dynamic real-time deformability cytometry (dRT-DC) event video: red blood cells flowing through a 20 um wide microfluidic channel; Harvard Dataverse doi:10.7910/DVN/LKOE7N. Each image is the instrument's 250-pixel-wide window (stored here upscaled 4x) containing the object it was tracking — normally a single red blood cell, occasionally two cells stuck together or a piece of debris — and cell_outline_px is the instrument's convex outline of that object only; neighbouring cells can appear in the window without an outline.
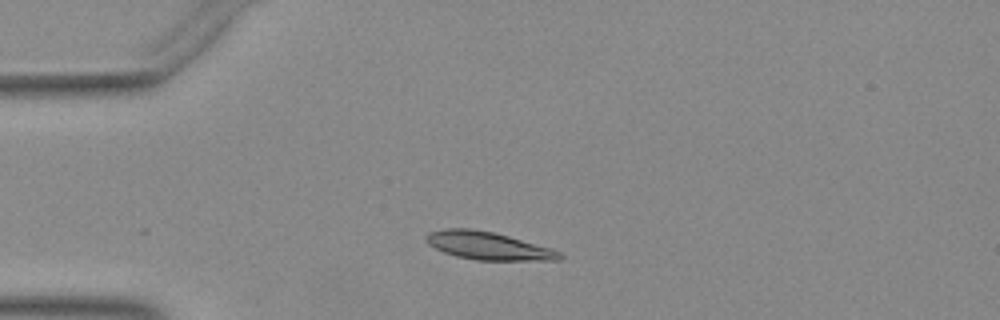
{"species": "Egyptian fruit bat (a non-hibernating species)", "species_latin": "Rousettus aegyptiacus", "temperature_condition": "warm", "stored_images_in_passage": 42, "camera_frame_rate_fps": 3000, "um_per_image_px": 0.085, "animal": {"sex": "female"}, "frame": {"image": 1, "passage_image": 9, "time_ms": 2.667, "image_size_px": [1000, 320], "cell_outline_px": [[564, 256], [560, 260], [476, 260], [456, 256], [444, 252], [428, 244], [424, 240], [424, 236], [428, 232], [448, 228], [468, 228], [492, 232], [508, 236], [552, 248], [560, 252]], "centroid_in_image_um": [41.47, 20.89], "position_along_channel_um": 43.5, "area_um2": 21.62}}
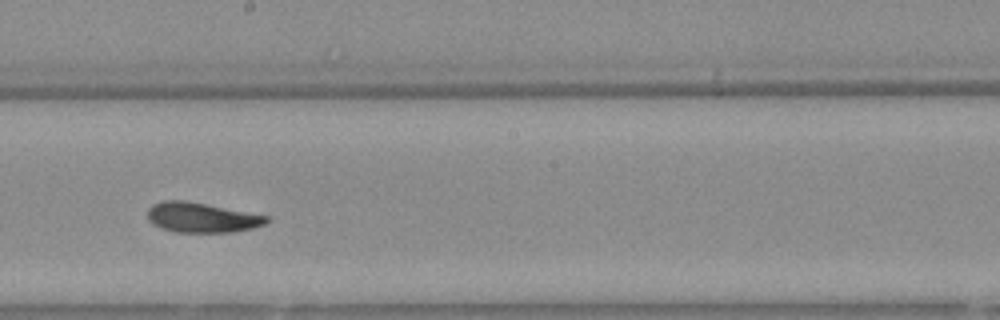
{"frame": {"image": 2, "passage_image": 25, "time_ms": 8.0, "image_size_px": [1000, 320], "cell_outline_px": [[268, 220], [264, 224], [252, 228], [232, 232], [176, 232], [160, 228], [152, 224], [148, 220], [148, 208], [152, 204], [164, 200], [184, 200], [268, 216]], "centroid_in_image_um": [17.08, 18.49], "position_along_channel_um": 231.1, "area_um2": 20.58}}
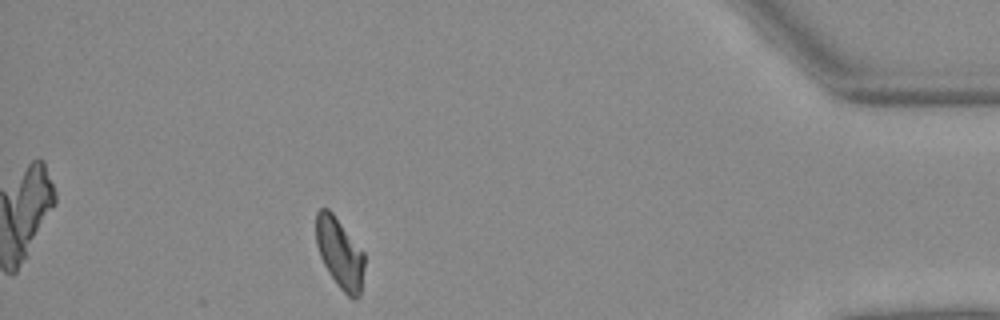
{"frame": {"image": 3, "passage_image": 42, "time_ms": 13.667, "image_size_px": [1000, 320], "cell_outline_px": [[364, 268], [360, 296], [356, 300], [352, 300], [336, 284], [328, 272], [320, 256], [316, 244], [316, 212], [320, 208], [328, 208], [332, 212], [364, 252]], "centroid_in_image_um": [28.88, 21.54], "position_along_channel_um": 406.3, "area_um2": 19.94}}